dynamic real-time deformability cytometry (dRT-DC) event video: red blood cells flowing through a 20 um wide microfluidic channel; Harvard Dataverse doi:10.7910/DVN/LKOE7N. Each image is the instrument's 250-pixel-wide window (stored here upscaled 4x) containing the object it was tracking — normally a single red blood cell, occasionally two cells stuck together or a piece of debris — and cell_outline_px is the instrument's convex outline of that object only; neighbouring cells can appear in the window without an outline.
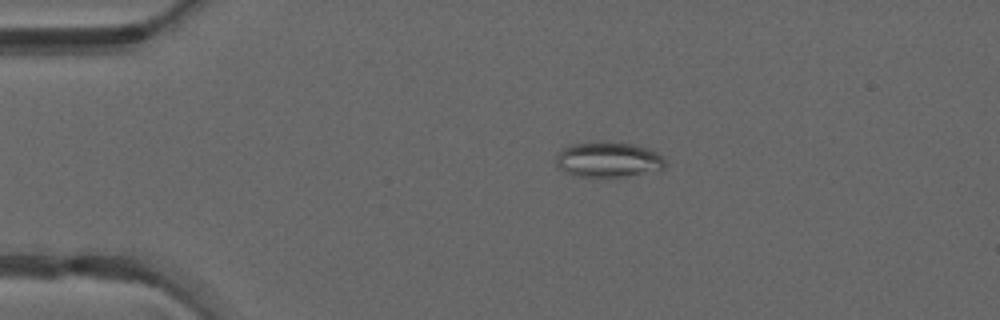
{"species": "common noctule bat (a hibernating species)", "species_latin": "Nyctalus noctula", "temperature_condition": "warm", "stored_images_in_passage": 39, "camera_frame_rate_fps": 3000, "um_per_image_px": 0.085, "animal": {"sex": "male", "forearm_length_mm": 52.5}, "frame": {"image": 1, "passage_image": 1, "time_ms": 0.0, "image_size_px": [1000, 320], "cell_outline_px": [[664, 168], [608, 180], [576, 176], [564, 172], [556, 168], [556, 156], [564, 148], [572, 144], [588, 140], [608, 140], [632, 144], [648, 148], [664, 156]], "centroid_in_image_um": [51.64, 13.57], "position_along_channel_um": 33.4, "area_um2": 23.52}}
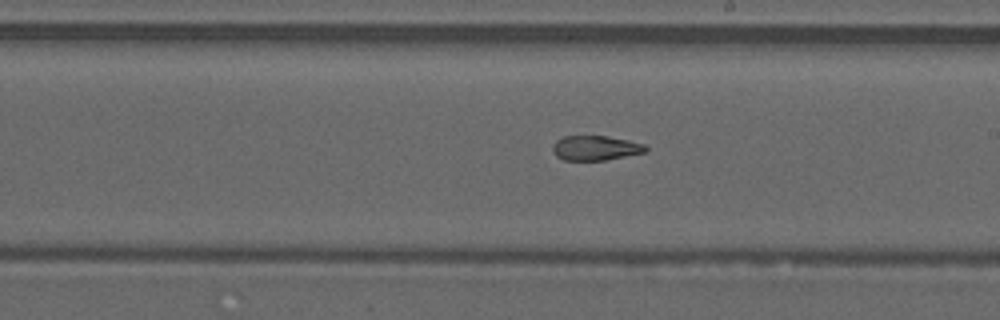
{"frame": {"image": 2, "passage_image": 19, "time_ms": 6.0, "image_size_px": [1000, 320], "cell_outline_px": [[648, 148], [644, 152], [604, 160], [564, 160], [556, 156], [552, 152], [552, 144], [556, 140], [564, 136], [608, 136], [628, 140], [644, 144]], "centroid_in_image_um": [50.57, 12.57], "position_along_channel_um": 238.4, "area_um2": 13.35}}
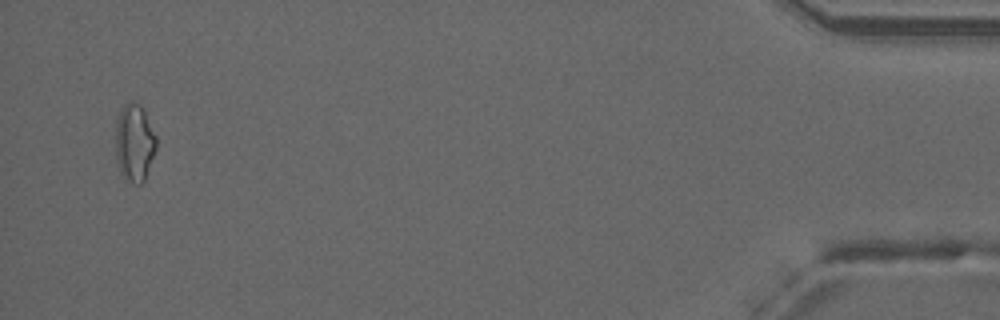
{"frame": {"image": 3, "passage_image": 38, "time_ms": 12.333, "image_size_px": [1000, 320], "cell_outline_px": [[156, 148], [144, 180], [140, 184], [136, 184], [128, 180], [120, 172], [116, 160], [116, 120], [124, 104], [128, 100], [132, 100], [140, 104], [156, 136]], "centroid_in_image_um": [11.41, 12.1], "position_along_channel_um": 423.8, "area_um2": 18.21}, "authors_computed_cell_mechanics": {"area_um2": 14.9124, "velocity_mm_per_s": 4.2463, "shape_relaxation_time_tau1_ms": null, "shape_relaxation_time_tau2_ms": 2.2508, "deformation_change_tau1": null, "deformation_change_tau2": 0.1042}}